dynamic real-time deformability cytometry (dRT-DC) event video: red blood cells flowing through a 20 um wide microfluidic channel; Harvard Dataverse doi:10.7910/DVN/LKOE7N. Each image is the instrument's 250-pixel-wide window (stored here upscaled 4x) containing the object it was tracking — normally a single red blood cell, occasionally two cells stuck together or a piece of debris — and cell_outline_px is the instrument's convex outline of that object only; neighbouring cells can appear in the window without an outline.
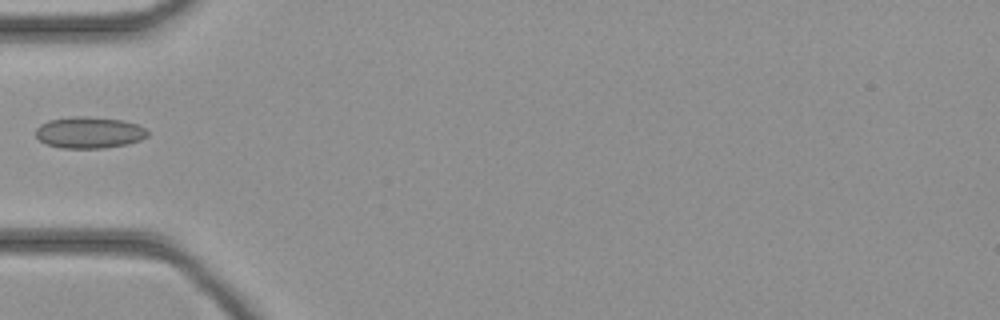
{"species": "common noctule bat (a hibernating species)", "species_latin": "Nyctalus noctula", "temperature_condition": "cold", "stored_images_in_passage": 10, "camera_frame_rate_fps": 3000, "um_per_image_px": 0.085, "animal": {"sex": "female", "body_mass_g": 21.9}, "frame": {"image": 1, "passage_image": 1, "time_ms": 0.0, "image_size_px": [1000, 320], "cell_outline_px": [[148, 136], [140, 140], [128, 144], [104, 148], [60, 148], [48, 144], [40, 140], [36, 136], [36, 128], [40, 124], [48, 120], [72, 116], [88, 116], [124, 120], [136, 124], [144, 128], [148, 132]], "centroid_in_image_um": [7.58, 11.26], "position_along_channel_um": 77.4, "area_um2": 20.63}}
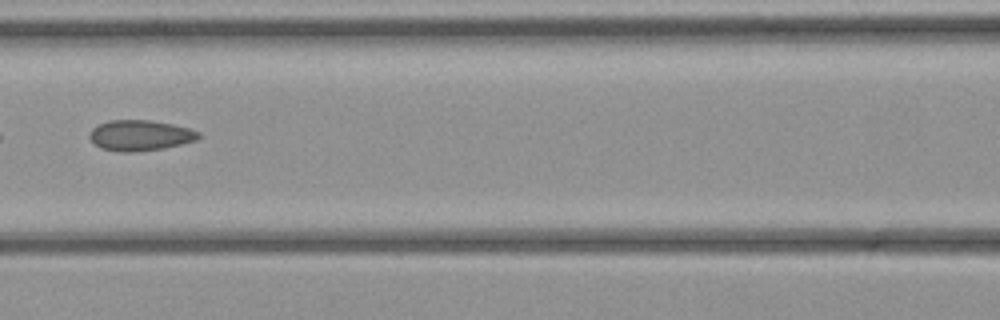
{"frame": {"image": 2, "passage_image": 6, "time_ms": 1.667, "image_size_px": [1000, 320], "cell_outline_px": [[200, 136], [196, 140], [164, 148], [136, 152], [120, 152], [100, 148], [88, 136], [92, 128], [108, 120], [148, 120], [172, 124], [188, 128], [200, 132]], "centroid_in_image_um": [11.9, 11.51], "position_along_channel_um": 154.7, "area_um2": 19.36}}